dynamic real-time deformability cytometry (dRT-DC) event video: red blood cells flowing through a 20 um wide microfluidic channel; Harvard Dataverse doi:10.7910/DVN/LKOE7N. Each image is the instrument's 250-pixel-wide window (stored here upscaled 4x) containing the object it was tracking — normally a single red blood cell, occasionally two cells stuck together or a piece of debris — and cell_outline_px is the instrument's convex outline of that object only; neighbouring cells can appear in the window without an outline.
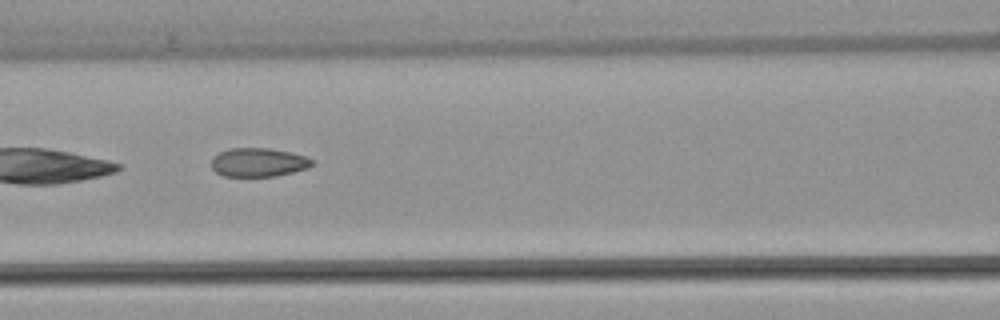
{"species": "common noctule bat (a hibernating species)", "species_latin": "Nyctalus noctula", "temperature_condition": "warm", "stored_images_in_passage": 33, "camera_frame_rate_fps": 3000, "um_per_image_px": 0.085, "animal": {"sex": "female", "body_mass_g": 22.7, "forearm_length_mm": 54.2}, "frame": {"image": 1, "passage_image": 6, "time_ms": 1.667, "image_size_px": [1000, 320], "cell_outline_px": [[316, 164], [308, 168], [276, 176], [224, 176], [216, 172], [212, 168], [212, 156], [228, 148], [268, 148], [308, 156], [316, 160]], "centroid_in_image_um": [22.01, 13.79], "position_along_channel_um": 144.6, "area_um2": 17.05}}